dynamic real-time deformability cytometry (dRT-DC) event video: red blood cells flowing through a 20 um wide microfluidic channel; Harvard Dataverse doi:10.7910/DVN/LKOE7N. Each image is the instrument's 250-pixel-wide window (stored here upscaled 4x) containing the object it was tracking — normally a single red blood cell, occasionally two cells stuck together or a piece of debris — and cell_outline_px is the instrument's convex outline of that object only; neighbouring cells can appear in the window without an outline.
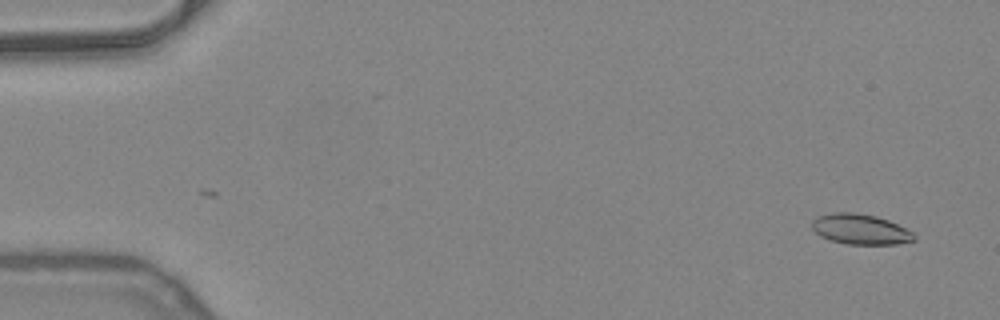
{"species": "common noctule bat (a hibernating species)", "species_latin": "Nyctalus noctula", "temperature_condition": "warm", "stored_images_in_passage": 52, "camera_frame_rate_fps": 3000, "um_per_image_px": 0.085, "animal": {"sex": "female", "body_mass_g": 24.6, "forearm_length_mm": 56.2}, "frame": {"image": 1, "passage_image": 3, "time_ms": 0.667, "image_size_px": [1000, 320], "cell_outline_px": [[916, 240], [896, 244], [844, 244], [820, 236], [812, 228], [812, 220], [816, 216], [832, 212], [852, 212], [876, 216], [888, 220], [912, 232], [916, 236]], "centroid_in_image_um": [73.11, 19.48], "position_along_channel_um": 11.9, "area_um2": 18.03}}
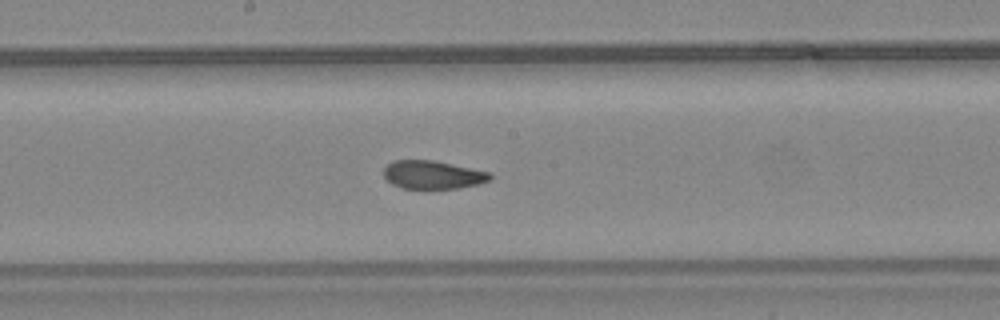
{"frame": {"image": 2, "passage_image": 28, "time_ms": 9.0, "image_size_px": [1000, 320], "cell_outline_px": [[492, 176], [488, 180], [480, 184], [456, 188], [404, 188], [392, 184], [384, 176], [384, 168], [392, 160], [432, 160], [492, 172]], "centroid_in_image_um": [36.8, 14.84], "position_along_channel_um": 211.4, "area_um2": 17.4}}
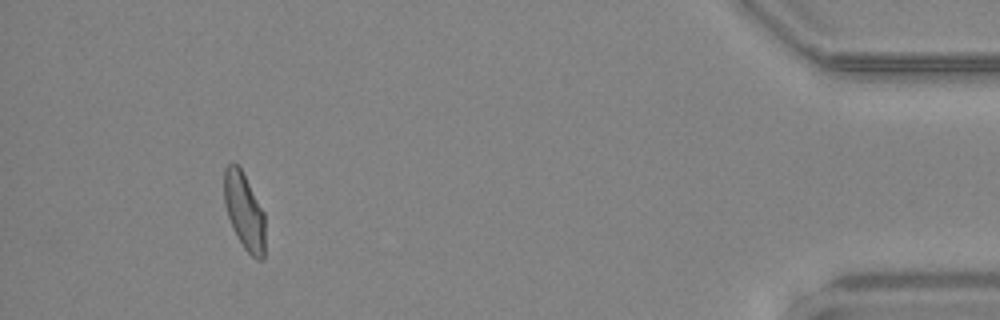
{"frame": {"image": 3, "passage_image": 48, "time_ms": 15.667, "image_size_px": [1000, 320], "cell_outline_px": [[264, 260], [256, 260], [244, 248], [236, 236], [232, 228], [224, 204], [224, 168], [228, 164], [236, 164], [240, 168], [264, 212]], "centroid_in_image_um": [20.75, 17.99], "position_along_channel_um": 414.4, "area_um2": 18.21}, "authors_computed_cell_mechanics": {"area_um2": 18.4093, "velocity_mm_per_s": 4.0368, "shape_relaxation_time_tau1_ms": null, "shape_relaxation_time_tau2_ms": 1.5445, "deformation_change_tau1": null, "deformation_change_tau2": 0.0752}}